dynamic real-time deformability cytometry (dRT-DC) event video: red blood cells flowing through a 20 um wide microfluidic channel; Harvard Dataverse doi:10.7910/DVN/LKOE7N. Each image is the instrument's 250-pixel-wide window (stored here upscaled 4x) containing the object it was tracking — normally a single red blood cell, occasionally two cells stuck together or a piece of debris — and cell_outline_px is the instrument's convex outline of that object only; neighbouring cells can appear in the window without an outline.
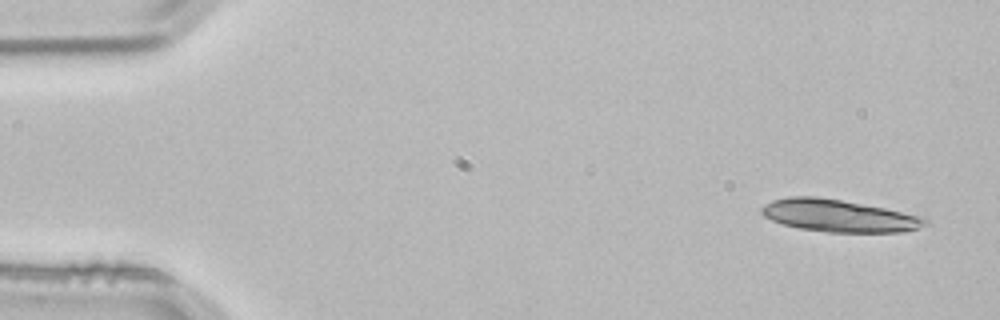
{"species": "common noctule bat (a hibernating species)", "species_latin": "Nyctalus noctula", "temperature_condition": "room temperature", "stored_images_in_passage": 3, "segment_of_instrument_passage": [2, 2], "camera_frame_rate_fps": 3000, "um_per_image_px": 0.085, "animal": {"sex": "male", "body_mass_g": 21.5, "forearm_length_mm": 52.0}, "frame": {"image": 1, "passage_image": 3, "time_ms": 0.667, "image_size_px": [1000, 320], "cell_outline_px": [[928, 224], [904, 232], [828, 232], [800, 228], [784, 224], [772, 220], [764, 216], [760, 212], [760, 208], [764, 204], [772, 200], [788, 196], [816, 196], [840, 200], [884, 208], [924, 216], [928, 220]], "centroid_in_image_um": [71.29, 18.33], "position_along_channel_um": 13.7, "area_um2": 30.69}}